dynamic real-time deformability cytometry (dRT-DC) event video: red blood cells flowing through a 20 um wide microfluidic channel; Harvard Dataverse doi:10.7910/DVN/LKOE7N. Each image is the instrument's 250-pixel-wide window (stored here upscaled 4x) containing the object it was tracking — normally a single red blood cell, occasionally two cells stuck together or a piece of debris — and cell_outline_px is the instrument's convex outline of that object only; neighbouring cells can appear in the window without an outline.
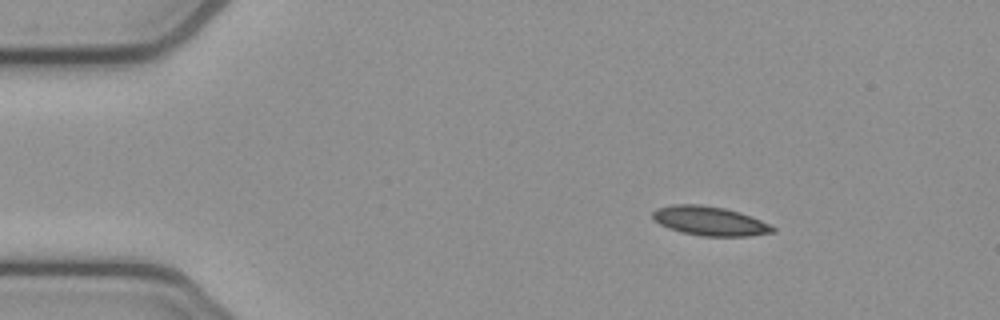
{"species": "common noctule bat (a hibernating species)", "species_latin": "Nyctalus noctula", "temperature_condition": "cold", "stored_images_in_passage": 3, "camera_frame_rate_fps": 3000, "um_per_image_px": 0.085, "animal": {"sex": "female", "body_mass_g": 21.9}, "frame": {"image": 1, "passage_image": 1, "time_ms": 0.0, "image_size_px": [1000, 320], "cell_outline_px": [[776, 232], [748, 236], [704, 236], [680, 232], [668, 228], [660, 224], [652, 216], [652, 212], [656, 208], [672, 204], [700, 204], [724, 208], [740, 212], [752, 216], [776, 228]], "centroid_in_image_um": [60.33, 18.78], "position_along_channel_um": 24.7, "area_um2": 20.46}}